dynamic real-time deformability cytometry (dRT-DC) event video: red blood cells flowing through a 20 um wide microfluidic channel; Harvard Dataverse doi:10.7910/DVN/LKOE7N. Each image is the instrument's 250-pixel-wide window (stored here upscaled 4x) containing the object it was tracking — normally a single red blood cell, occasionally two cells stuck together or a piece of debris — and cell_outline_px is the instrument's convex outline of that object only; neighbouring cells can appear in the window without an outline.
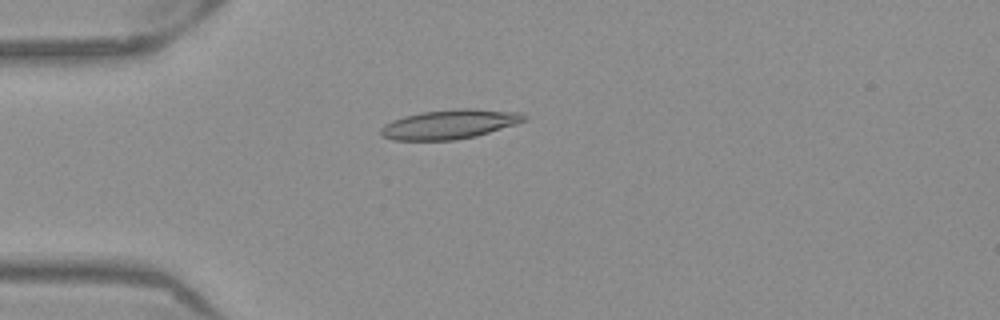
{"species": "Egyptian fruit bat (a non-hibernating species)", "species_latin": "Rousettus aegyptiacus", "temperature_condition": "warm", "stored_images_in_passage": 50, "camera_frame_rate_fps": 3000, "um_per_image_px": 0.085, "frame": {"image": 1, "passage_image": 12, "time_ms": 3.667, "image_size_px": [1000, 320], "cell_outline_px": [[528, 116], [524, 120], [516, 124], [476, 136], [456, 140], [392, 140], [380, 136], [380, 128], [384, 124], [392, 120], [404, 116], [420, 112], [456, 108], [472, 108], [520, 112]], "centroid_in_image_um": [38.19, 10.55], "position_along_channel_um": 46.8, "area_um2": 24.74}}
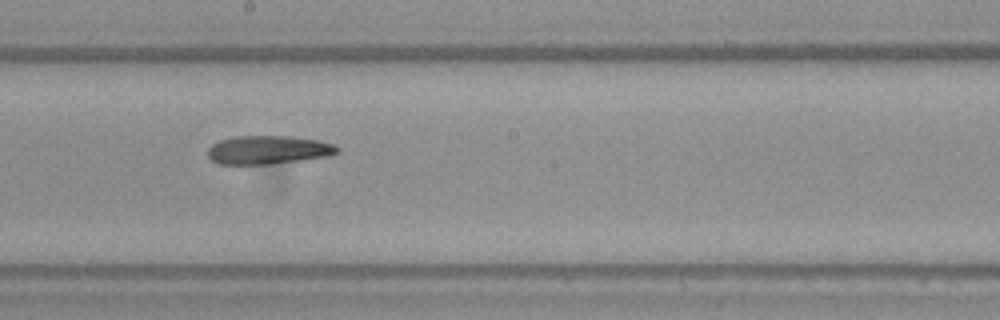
{"frame": {"image": 2, "passage_image": 27, "time_ms": 8.667, "image_size_px": [1000, 320], "cell_outline_px": [[340, 152], [328, 156], [300, 160], [268, 164], [220, 164], [212, 160], [208, 156], [208, 148], [212, 144], [220, 140], [236, 136], [288, 136], [320, 140], [332, 144], [340, 148]], "centroid_in_image_um": [22.81, 12.73], "position_along_channel_um": 225.4, "area_um2": 21.44}}
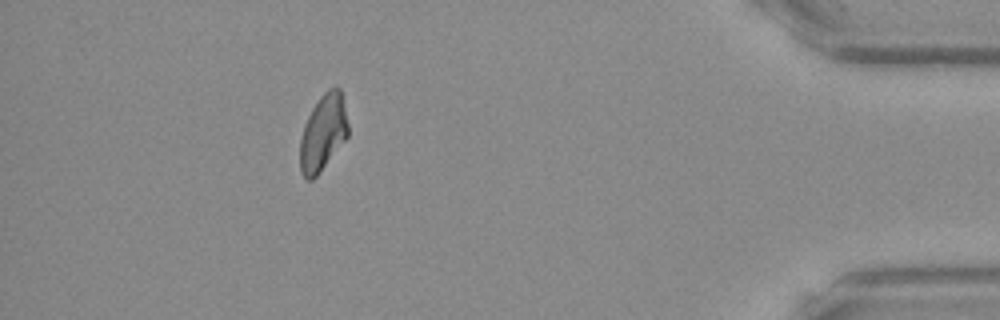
{"frame": {"image": 3, "passage_image": 45, "time_ms": 14.667, "image_size_px": [1000, 320], "cell_outline_px": [[348, 136], [320, 172], [312, 180], [308, 180], [300, 172], [300, 140], [304, 124], [312, 108], [320, 96], [328, 88], [336, 84], [340, 88], [348, 124]], "centroid_in_image_um": [27.45, 11.26], "position_along_channel_um": 407.7, "area_um2": 21.39}}